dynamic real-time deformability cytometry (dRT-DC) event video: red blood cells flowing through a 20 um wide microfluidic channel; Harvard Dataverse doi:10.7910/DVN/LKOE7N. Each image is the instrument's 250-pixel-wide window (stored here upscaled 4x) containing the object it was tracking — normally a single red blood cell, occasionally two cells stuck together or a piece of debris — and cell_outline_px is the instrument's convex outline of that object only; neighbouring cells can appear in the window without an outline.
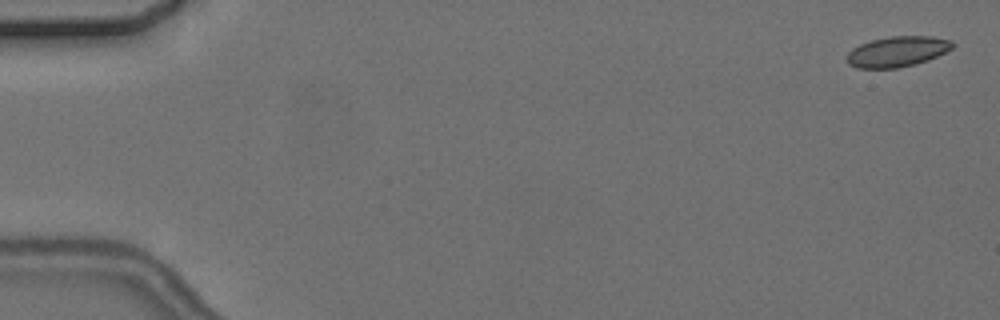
{"species": "common noctule bat (a hibernating species)", "species_latin": "Nyctalus noctula", "temperature_condition": "cold", "stored_images_in_passage": 4, "camera_frame_rate_fps": 3000, "um_per_image_px": 0.085, "animal": {"sex": "female", "body_mass_g": 24.6, "forearm_length_mm": 56.2}, "frame": {"image": 1, "passage_image": 1, "time_ms": 0.0, "image_size_px": [1000, 320], "cell_outline_px": [[956, 44], [952, 48], [928, 60], [916, 64], [896, 68], [856, 68], [848, 64], [844, 60], [848, 52], [852, 48], [860, 44], [872, 40], [892, 36], [932, 36], [952, 40]], "centroid_in_image_um": [76.25, 4.38], "position_along_channel_um": 8.8, "area_um2": 18.9}}